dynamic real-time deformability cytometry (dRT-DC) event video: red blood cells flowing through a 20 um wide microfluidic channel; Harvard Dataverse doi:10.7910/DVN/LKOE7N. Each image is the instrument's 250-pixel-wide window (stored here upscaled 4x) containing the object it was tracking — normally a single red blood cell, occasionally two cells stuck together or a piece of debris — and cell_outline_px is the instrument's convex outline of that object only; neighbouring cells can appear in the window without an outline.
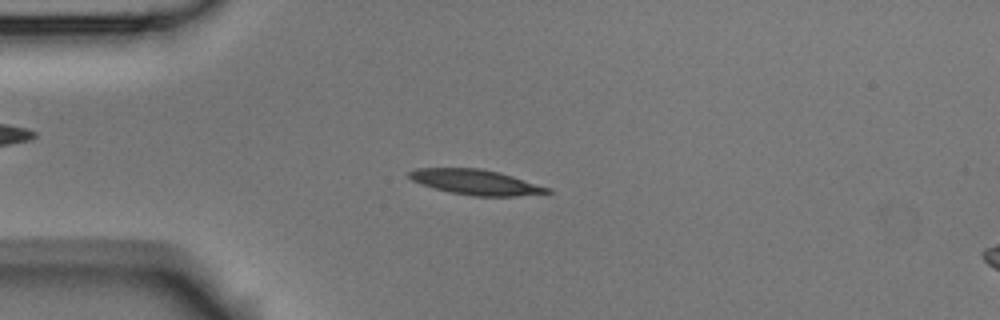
{"species": "Egyptian fruit bat (a non-hibernating species)", "species_latin": "Rousettus aegyptiacus", "temperature_condition": "room temperature", "stored_images_in_passage": 50, "camera_frame_rate_fps": 3000, "um_per_image_px": 0.085, "animal": {"sex": "male"}, "frame": {"image": 1, "passage_image": 10, "time_ms": 3.0, "image_size_px": [1000, 320], "cell_outline_px": [[552, 192], [516, 196], [472, 196], [452, 192], [420, 184], [412, 180], [408, 176], [408, 172], [416, 168], [480, 168], [500, 172], [552, 188]], "centroid_in_image_um": [40.47, 15.47], "position_along_channel_um": 44.5, "area_um2": 20.23}}
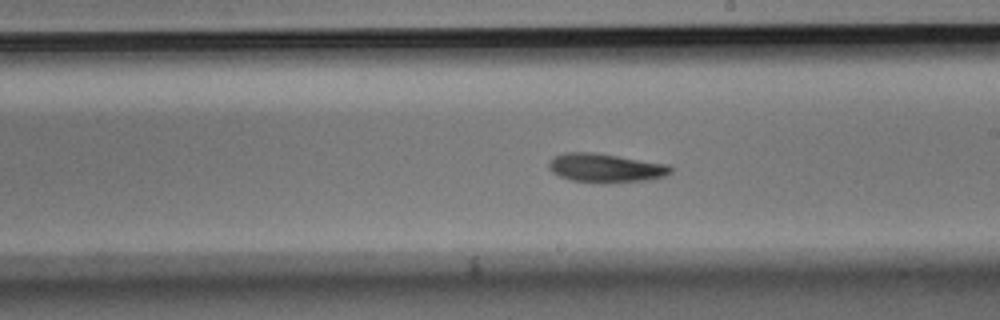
{"frame": {"image": 2, "passage_image": 27, "time_ms": 8.667, "image_size_px": [1000, 320], "cell_outline_px": [[672, 172], [664, 176], [648, 180], [604, 184], [572, 180], [560, 176], [552, 172], [548, 168], [548, 160], [552, 156], [564, 152], [596, 152], [672, 164]], "centroid_in_image_um": [51.49, 14.27], "position_along_channel_um": 237.5, "area_um2": 21.15}}
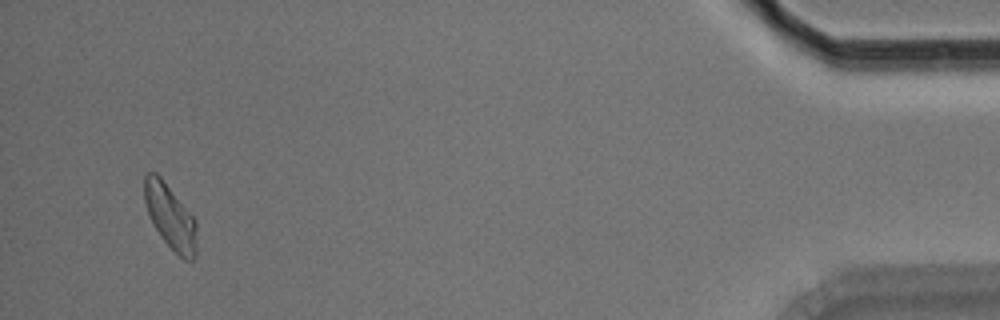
{"frame": {"image": 3, "passage_image": 48, "time_ms": 15.667, "image_size_px": [1000, 320], "cell_outline_px": [[196, 256], [192, 260], [184, 260], [160, 236], [148, 212], [144, 200], [144, 176], [148, 172], [156, 172], [160, 176], [196, 220]], "centroid_in_image_um": [14.48, 18.41], "position_along_channel_um": 420.7, "area_um2": 19.36}, "authors_computed_cell_mechanics": {"area_um2": 19.8832, "velocity_mm_per_s": 3.7247, "shape_relaxation_time_tau1_ms": 4.7548, "shape_relaxation_time_tau2_ms": null, "deformation_change_tau1": 0.1285, "deformation_change_tau2": null}}